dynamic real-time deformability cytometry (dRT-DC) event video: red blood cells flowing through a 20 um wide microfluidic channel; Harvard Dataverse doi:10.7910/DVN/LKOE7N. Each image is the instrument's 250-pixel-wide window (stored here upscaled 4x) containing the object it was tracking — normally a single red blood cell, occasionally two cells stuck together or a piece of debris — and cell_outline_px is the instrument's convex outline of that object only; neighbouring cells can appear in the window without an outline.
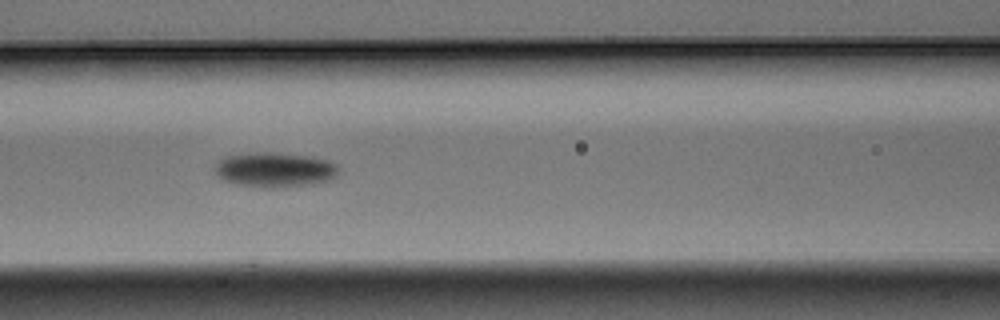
{"species": "Egyptian fruit bat (a non-hibernating species)", "species_latin": "Rousettus aegyptiacus", "temperature_condition": "warm", "stored_images_in_passage": 14, "camera_frame_rate_fps": 3000, "um_per_image_px": 0.085, "animal": {"sex": "male"}, "frame": {"image": 1, "passage_image": 5, "time_ms": 1.333, "image_size_px": [1000, 320], "cell_outline_px": [[340, 168], [336, 176], [332, 180], [312, 184], [272, 188], [264, 188], [236, 184], [224, 180], [216, 176], [212, 168], [224, 156], [248, 152], [268, 152], [308, 156], [328, 160], [336, 164]], "centroid_in_image_um": [23.32, 14.43], "position_along_channel_um": 143.3, "area_um2": 25.49}}
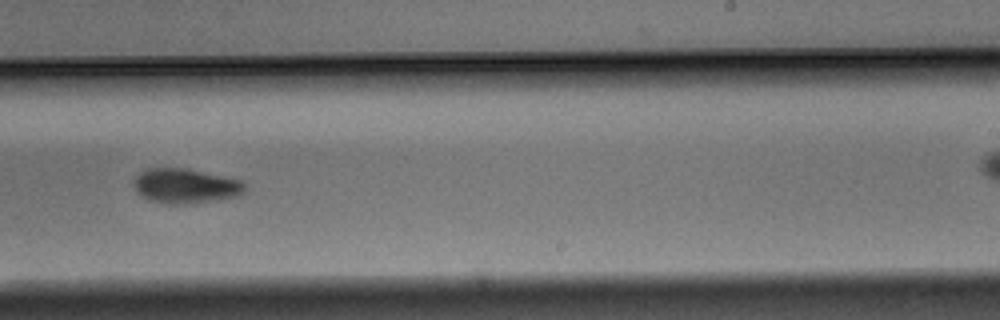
{"frame": {"image": 2, "passage_image": 8, "time_ms": 2.333, "image_size_px": [1000, 320], "cell_outline_px": [[244, 192], [240, 196], [220, 200], [188, 204], [168, 204], [148, 200], [136, 192], [132, 184], [132, 180], [140, 172], [148, 168], [188, 168], [244, 180]], "centroid_in_image_um": [15.77, 15.81], "position_along_channel_um": 273.2, "area_um2": 23.06}}
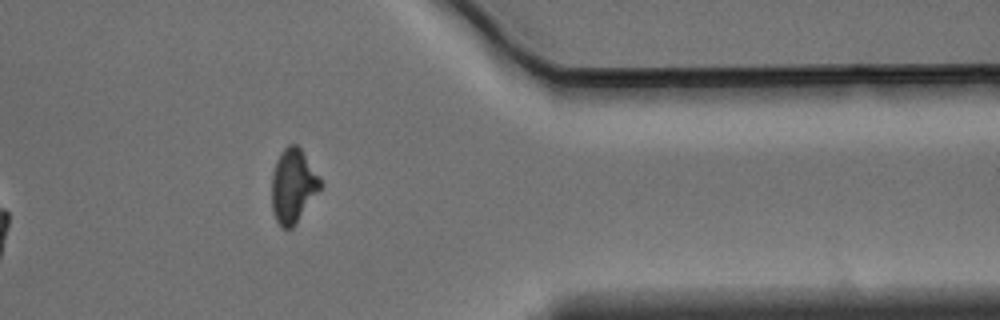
{"frame": {"image": 3, "passage_image": 12, "time_ms": 3.667, "image_size_px": [1000, 320], "cell_outline_px": [[324, 184], [296, 224], [292, 228], [284, 228], [276, 220], [272, 208], [272, 172], [276, 160], [284, 148], [288, 144], [296, 144], [300, 148]], "centroid_in_image_um": [24.92, 15.8], "position_along_channel_um": 386.5, "area_um2": 20.87}}